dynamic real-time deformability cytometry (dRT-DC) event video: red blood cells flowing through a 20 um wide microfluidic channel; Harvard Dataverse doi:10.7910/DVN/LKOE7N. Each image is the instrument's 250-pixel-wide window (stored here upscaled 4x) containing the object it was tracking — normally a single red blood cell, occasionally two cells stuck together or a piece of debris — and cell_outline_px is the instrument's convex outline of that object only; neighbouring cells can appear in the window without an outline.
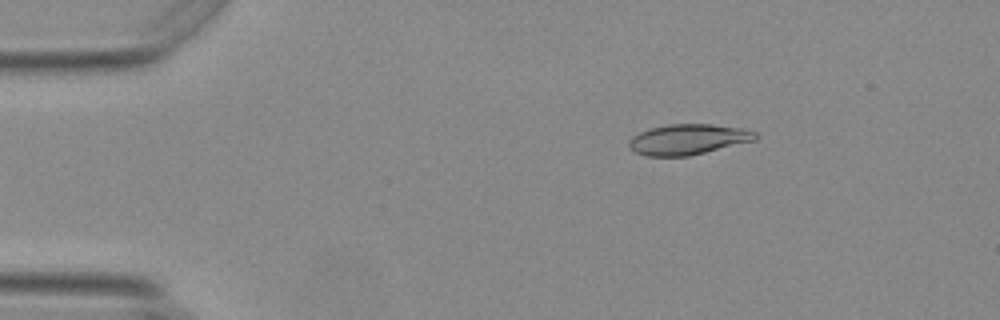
{"species": "Egyptian fruit bat (a non-hibernating species)", "species_latin": "Rousettus aegyptiacus", "temperature_condition": "warm", "stored_images_in_passage": 47, "camera_frame_rate_fps": 3000, "um_per_image_px": 0.085, "animal": {"sex": "female"}, "frame": {"image": 1, "passage_image": 1, "time_ms": 0.0, "image_size_px": [1000, 320], "cell_outline_px": [[760, 136], [756, 140], [688, 156], [648, 156], [636, 152], [628, 144], [628, 140], [632, 136], [640, 132], [652, 128], [668, 124], [708, 124], [740, 128], [756, 132]], "centroid_in_image_um": [58.5, 11.84], "position_along_channel_um": 26.5, "area_um2": 22.25}}
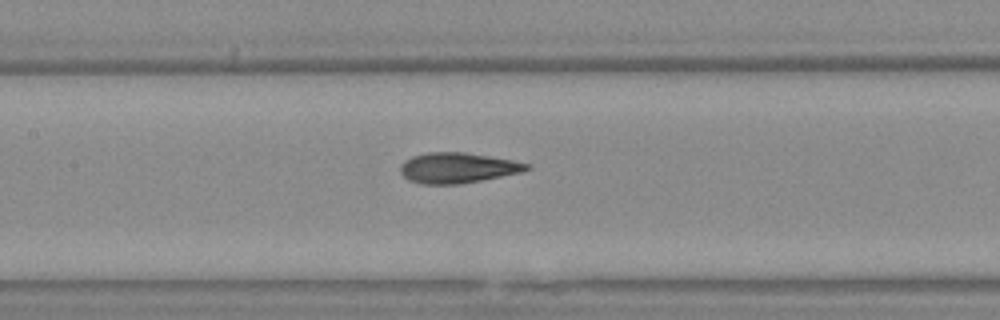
{"frame": {"image": 2, "passage_image": 18, "time_ms": 5.667, "image_size_px": [1000, 320], "cell_outline_px": [[532, 168], [520, 172], [480, 180], [456, 184], [424, 184], [408, 180], [400, 172], [400, 164], [404, 160], [412, 156], [428, 152], [464, 152], [508, 160], [528, 164]], "centroid_in_image_um": [38.81, 14.26], "position_along_channel_um": 168.6, "area_um2": 21.96}}
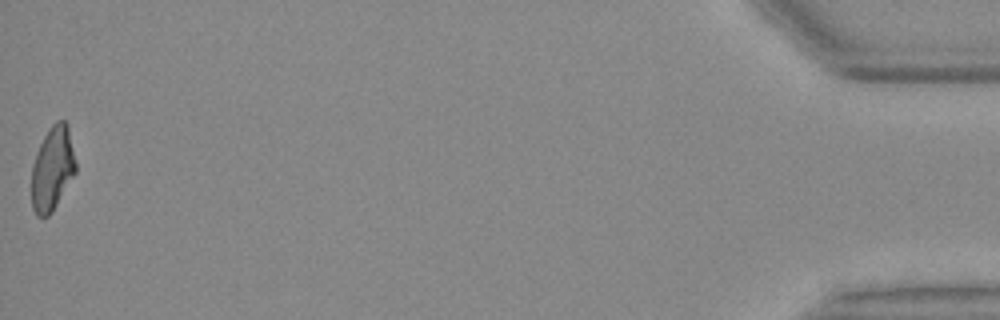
{"frame": {"image": 3, "passage_image": 47, "time_ms": 15.333, "image_size_px": [1000, 320], "cell_outline_px": [[76, 172], [52, 212], [48, 216], [36, 216], [32, 208], [32, 168], [40, 144], [48, 128], [56, 120], [64, 120], [68, 124], [76, 164]], "centroid_in_image_um": [4.47, 14.32], "position_along_channel_um": 430.7, "area_um2": 21.5}, "authors_computed_cell_mechanics": {"area_um2": 22.0218, "velocity_mm_per_s": 3.7214, "shape_relaxation_time_tau1_ms": 6.0439, "shape_relaxation_time_tau2_ms": 1.6738, "deformation_change_tau1": 0.2021, "deformation_change_tau2": 0.0796}}